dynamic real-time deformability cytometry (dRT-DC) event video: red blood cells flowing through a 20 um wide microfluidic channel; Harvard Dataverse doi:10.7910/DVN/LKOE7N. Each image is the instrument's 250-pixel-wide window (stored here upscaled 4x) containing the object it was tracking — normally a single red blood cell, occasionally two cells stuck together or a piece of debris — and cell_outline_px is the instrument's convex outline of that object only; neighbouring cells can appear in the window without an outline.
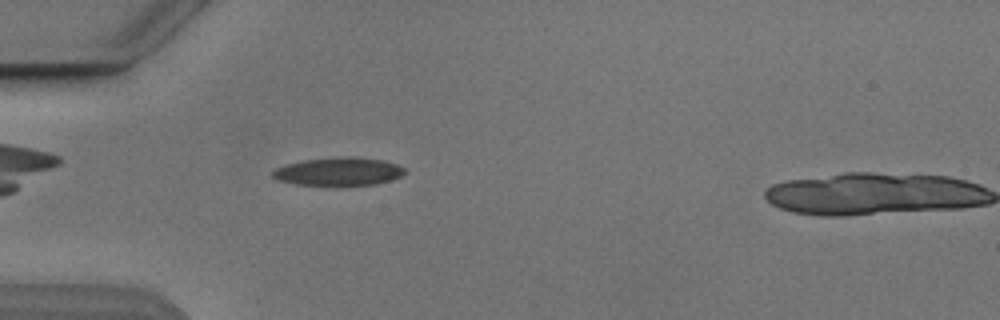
{"species": "Egyptian fruit bat (a non-hibernating species)", "species_latin": "Rousettus aegyptiacus", "temperature_condition": "cold", "stored_images_in_passage": 2, "camera_frame_rate_fps": 3000, "um_per_image_px": 0.085, "animal": {"sex": "male"}, "frame": {"image": 1, "passage_image": 1, "time_ms": 0.0, "image_size_px": [1000, 320], "cell_outline_px": [[408, 172], [392, 180], [376, 184], [296, 184], [280, 180], [272, 176], [272, 172], [276, 168], [284, 164], [304, 160], [336, 156], [352, 156], [384, 160], [396, 164], [404, 168]], "centroid_in_image_um": [28.81, 14.55], "position_along_channel_um": 56.2, "area_um2": 21.5}}